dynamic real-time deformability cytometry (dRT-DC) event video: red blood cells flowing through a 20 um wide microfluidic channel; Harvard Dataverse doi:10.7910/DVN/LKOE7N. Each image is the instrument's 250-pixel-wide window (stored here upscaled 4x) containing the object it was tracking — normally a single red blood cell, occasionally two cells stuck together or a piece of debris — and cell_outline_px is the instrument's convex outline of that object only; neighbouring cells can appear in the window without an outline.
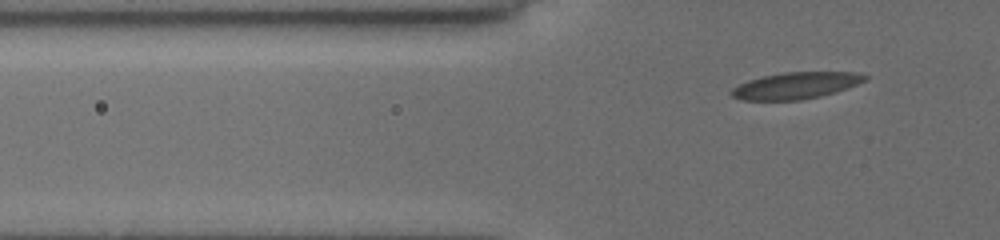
{"species": "common noctule bat (a hibernating species)", "species_latin": "Nyctalus noctula", "temperature_condition": "cold", "stored_images_in_passage": 39, "camera_frame_rate_fps": 3000, "um_per_image_px": 0.085, "animal": {"sex": "female", "body_mass_g": 19.5, "forearm_length_mm": 54.1}, "frame": {"image": 1, "passage_image": 8, "time_ms": 2.333, "image_size_px": [1000, 240], "cell_outline_px": [[868, 80], [836, 92], [820, 96], [800, 100], [744, 100], [732, 96], [728, 92], [732, 88], [748, 80], [764, 76], [784, 72], [856, 72], [868, 76]], "centroid_in_image_um": [67.66, 7.27], "position_along_channel_um": 58.1, "area_um2": 20.69}}
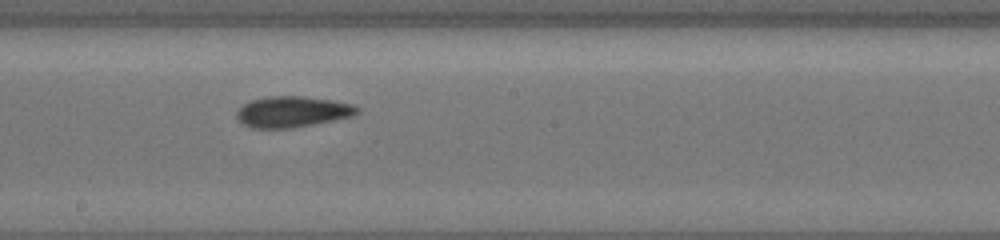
{"frame": {"image": 2, "passage_image": 22, "time_ms": 7.0, "image_size_px": [1000, 240], "cell_outline_px": [[360, 112], [356, 116], [292, 128], [252, 128], [240, 124], [236, 120], [236, 112], [244, 104], [252, 100], [268, 96], [304, 96], [332, 100], [352, 104], [360, 108]], "centroid_in_image_um": [24.86, 9.51], "position_along_channel_um": 223.3, "area_um2": 22.02}}
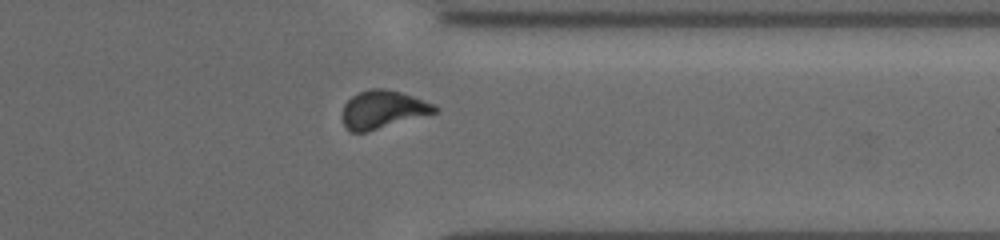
{"frame": {"image": 3, "passage_image": 34, "time_ms": 11.0, "image_size_px": [1000, 240], "cell_outline_px": [[440, 108], [436, 112], [364, 132], [352, 132], [344, 124], [344, 104], [352, 96], [368, 88], [384, 88], [400, 92], [412, 96], [432, 104]], "centroid_in_image_um": [32.53, 9.28], "position_along_channel_um": 378.9, "area_um2": 19.77}}